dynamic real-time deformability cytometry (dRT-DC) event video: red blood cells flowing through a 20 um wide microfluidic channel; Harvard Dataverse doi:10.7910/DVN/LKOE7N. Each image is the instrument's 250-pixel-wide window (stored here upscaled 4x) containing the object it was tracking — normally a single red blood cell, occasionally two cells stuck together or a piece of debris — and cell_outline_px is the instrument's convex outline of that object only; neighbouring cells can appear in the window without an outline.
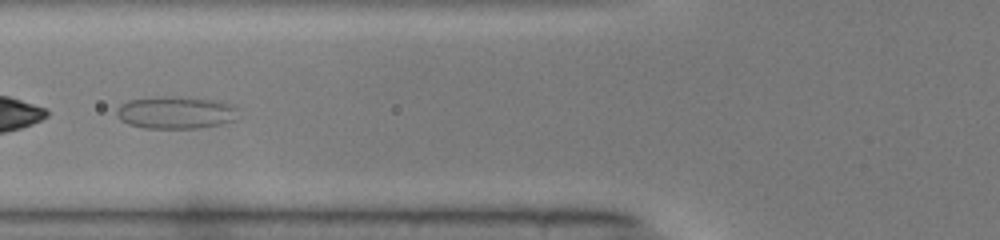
{"species": "common noctule bat (a hibernating species)", "species_latin": "Nyctalus noctula", "temperature_condition": "warm", "stored_images_in_passage": 43, "camera_frame_rate_fps": 3000, "um_per_image_px": 0.085, "animal": {"sex": "male", "body_mass_g": 19.0, "forearm_length_mm": 50.8}, "frame": {"image": 1, "passage_image": 12, "time_ms": 3.667, "image_size_px": [1000, 240], "cell_outline_px": [[232, 120], [220, 124], [196, 128], [144, 128], [128, 124], [120, 120], [116, 116], [116, 108], [120, 104], [128, 100], [164, 96], [180, 96], [220, 100], [228, 104], [232, 108]], "centroid_in_image_um": [14.8, 9.55], "position_along_channel_um": 111.0, "area_um2": 22.72}}
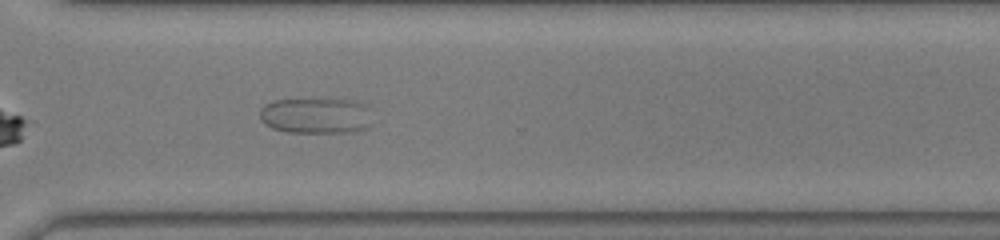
{"frame": {"image": 2, "passage_image": 30, "time_ms": 9.667, "image_size_px": [1000, 240], "cell_outline_px": [[368, 124], [364, 128], [348, 132], [288, 132], [272, 128], [264, 124], [260, 120], [260, 108], [264, 104], [272, 100], [320, 96], [328, 96], [360, 100], [368, 104]], "centroid_in_image_um": [26.81, 9.74], "position_along_channel_um": 343.8, "area_um2": 24.68}}
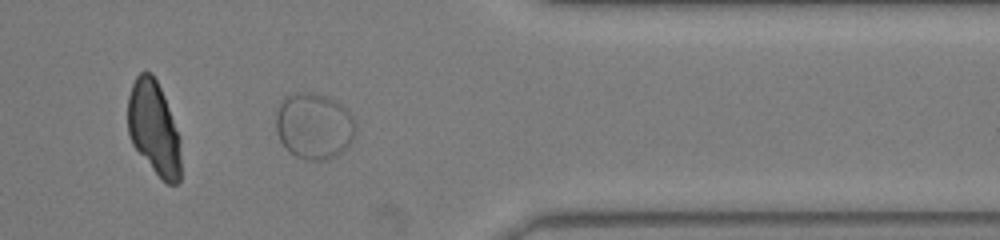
{"frame": {"image": 3, "passage_image": 34, "time_ms": 11.0, "image_size_px": [1000, 240], "cell_outline_px": [[356, 132], [352, 140], [336, 156], [328, 160], [308, 160], [296, 156], [288, 152], [280, 140], [276, 132], [276, 112], [284, 96], [296, 92], [308, 92], [324, 96], [340, 104], [352, 116], [356, 124]], "centroid_in_image_um": [26.66, 10.72], "position_along_channel_um": 384.7, "area_um2": 30.69}}